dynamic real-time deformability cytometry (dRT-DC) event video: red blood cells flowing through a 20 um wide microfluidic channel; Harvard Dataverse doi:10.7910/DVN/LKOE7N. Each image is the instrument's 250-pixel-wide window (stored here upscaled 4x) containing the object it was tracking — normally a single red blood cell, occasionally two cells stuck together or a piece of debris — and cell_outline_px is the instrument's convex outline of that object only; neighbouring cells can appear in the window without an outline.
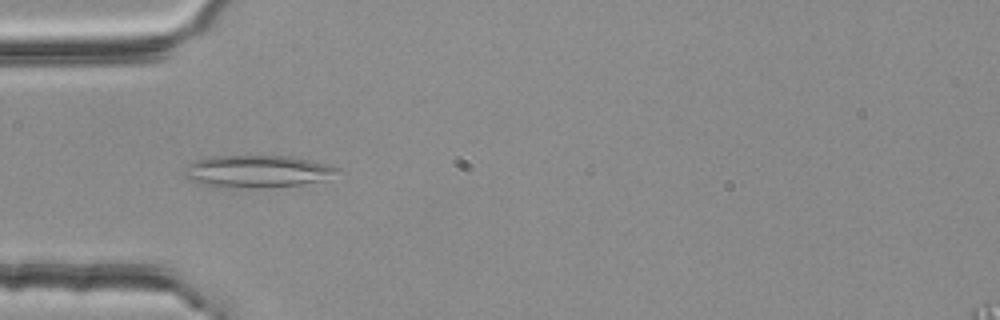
{"species": "common noctule bat (a hibernating species)", "species_latin": "Nyctalus noctula", "temperature_condition": "room temperature", "stored_images_in_passage": 43, "camera_frame_rate_fps": 3000, "um_per_image_px": 0.085, "animal": {"sex": "female", "body_mass_g": 25.1}, "frame": {"image": 1, "passage_image": 6, "time_ms": 1.667, "image_size_px": [1000, 320], "cell_outline_px": [[340, 168], [320, 180], [300, 184], [228, 188], [200, 184], [184, 176], [184, 172], [188, 164], [196, 160], [208, 156], [288, 156], [328, 164]], "centroid_in_image_um": [21.75, 14.54], "position_along_channel_um": 63.3, "area_um2": 27.92}}
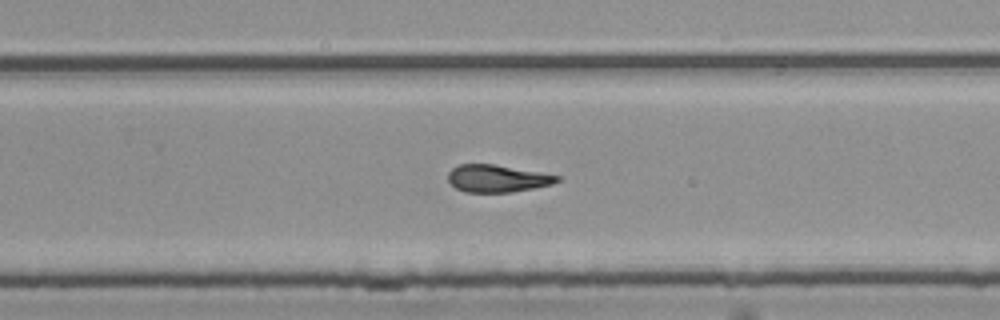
{"frame": {"image": 2, "passage_image": 24, "time_ms": 7.667, "image_size_px": [1000, 320], "cell_outline_px": [[560, 180], [552, 184], [512, 192], [464, 192], [456, 188], [448, 180], [448, 172], [456, 164], [492, 164], [560, 176]], "centroid_in_image_um": [42.21, 15.17], "position_along_channel_um": 287.6, "area_um2": 17.17}}
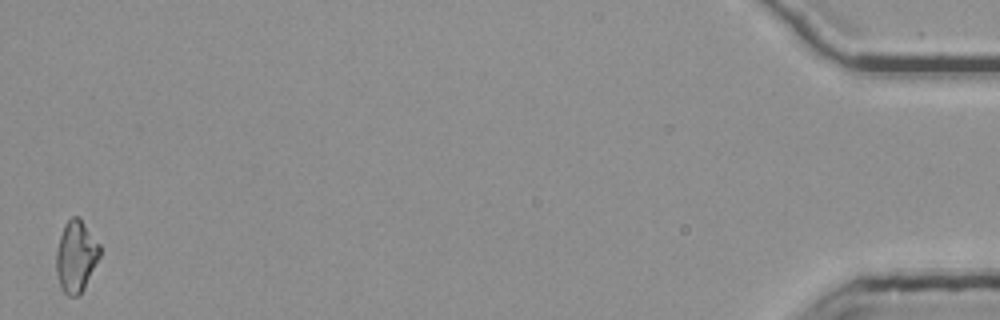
{"frame": {"image": 3, "passage_image": 43, "time_ms": 14.0, "image_size_px": [1000, 320], "cell_outline_px": [[100, 256], [80, 296], [68, 296], [60, 288], [56, 272], [56, 252], [60, 236], [64, 224], [72, 216], [76, 216], [84, 224], [100, 244]], "centroid_in_image_um": [6.45, 21.82], "position_along_channel_um": 428.8, "area_um2": 18.09}, "authors_computed_cell_mechanics": {"area_um2": 18.207, "velocity_mm_per_s": 3.7627, "shape_relaxation_time_tau1_ms": null, "shape_relaxation_time_tau2_ms": 4.3367, "deformation_change_tau1": null, "deformation_change_tau2": 0.1412}}